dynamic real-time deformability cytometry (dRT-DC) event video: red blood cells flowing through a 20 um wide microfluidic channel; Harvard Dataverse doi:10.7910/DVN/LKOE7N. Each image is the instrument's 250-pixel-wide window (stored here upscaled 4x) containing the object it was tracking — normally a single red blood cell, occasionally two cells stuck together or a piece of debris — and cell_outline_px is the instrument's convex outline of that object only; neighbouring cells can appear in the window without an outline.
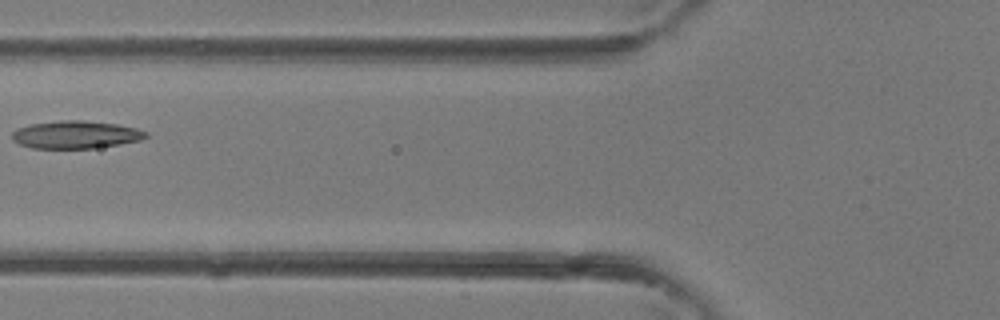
{"species": "common noctule bat (a hibernating species)", "species_latin": "Nyctalus noctula", "temperature_condition": "room temperature", "stored_images_in_passage": 4, "camera_frame_rate_fps": 3000, "um_per_image_px": 0.085, "animal": {"sex": "female"}, "frame": {"image": 1, "passage_image": 4, "time_ms": 1.0, "image_size_px": [1000, 320], "cell_outline_px": [[148, 136], [140, 140], [120, 144], [92, 148], [32, 148], [20, 144], [12, 140], [12, 132], [16, 128], [32, 124], [60, 120], [84, 120], [116, 124], [136, 128], [148, 132]], "centroid_in_image_um": [6.43, 11.44], "position_along_channel_um": 119.4, "area_um2": 21.56}}